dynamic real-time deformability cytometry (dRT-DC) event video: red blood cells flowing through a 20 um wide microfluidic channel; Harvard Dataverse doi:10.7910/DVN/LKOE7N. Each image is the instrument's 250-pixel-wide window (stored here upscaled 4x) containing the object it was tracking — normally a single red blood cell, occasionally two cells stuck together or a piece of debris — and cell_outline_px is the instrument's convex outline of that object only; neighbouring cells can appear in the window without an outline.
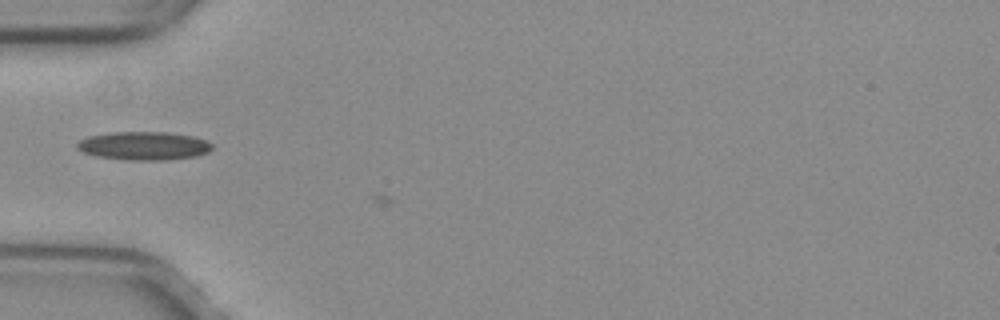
{"species": "common noctule bat (a hibernating species)", "species_latin": "Nyctalus noctula", "temperature_condition": "warm", "stored_images_in_passage": 2, "camera_frame_rate_fps": 3000, "um_per_image_px": 0.085, "animal": {"sex": "female", "body_mass_g": 29.2, "forearm_length_mm": 56.3}, "frame": {"image": 1, "passage_image": 1, "time_ms": 0.0, "image_size_px": [1000, 320], "cell_outline_px": [[212, 148], [208, 152], [196, 156], [168, 160], [128, 160], [96, 156], [84, 152], [76, 148], [76, 144], [80, 140], [88, 136], [112, 132], [168, 132], [192, 136], [204, 140], [212, 144]], "centroid_in_image_um": [12.21, 12.39], "position_along_channel_um": 72.8, "area_um2": 22.31}}